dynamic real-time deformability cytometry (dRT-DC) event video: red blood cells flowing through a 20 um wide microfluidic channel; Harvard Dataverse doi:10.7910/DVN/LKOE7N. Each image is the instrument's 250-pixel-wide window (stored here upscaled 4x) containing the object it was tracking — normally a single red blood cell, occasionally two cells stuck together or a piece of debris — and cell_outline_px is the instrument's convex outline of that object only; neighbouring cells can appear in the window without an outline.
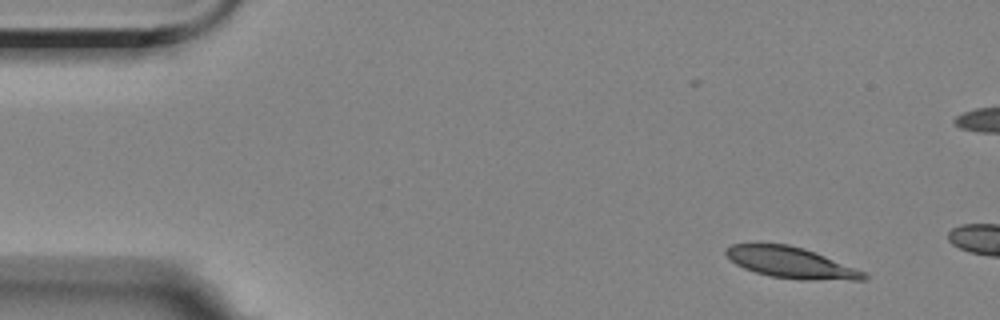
{"species": "Egyptian fruit bat (a non-hibernating species)", "species_latin": "Rousettus aegyptiacus", "temperature_condition": "room temperature", "stored_images_in_passage": 7, "camera_frame_rate_fps": 3000, "um_per_image_px": 0.085, "animal": {"sex": "female"}, "frame": {"image": 1, "passage_image": 1, "time_ms": 0.0, "image_size_px": [1000, 320], "cell_outline_px": [[868, 280], [800, 280], [772, 276], [756, 272], [744, 268], [736, 264], [724, 252], [724, 248], [732, 244], [752, 240], [788, 244], [804, 248], [864, 272], [868, 276]], "centroid_in_image_um": [67.13, 22.28], "position_along_channel_um": 17.9, "area_um2": 25.43}}